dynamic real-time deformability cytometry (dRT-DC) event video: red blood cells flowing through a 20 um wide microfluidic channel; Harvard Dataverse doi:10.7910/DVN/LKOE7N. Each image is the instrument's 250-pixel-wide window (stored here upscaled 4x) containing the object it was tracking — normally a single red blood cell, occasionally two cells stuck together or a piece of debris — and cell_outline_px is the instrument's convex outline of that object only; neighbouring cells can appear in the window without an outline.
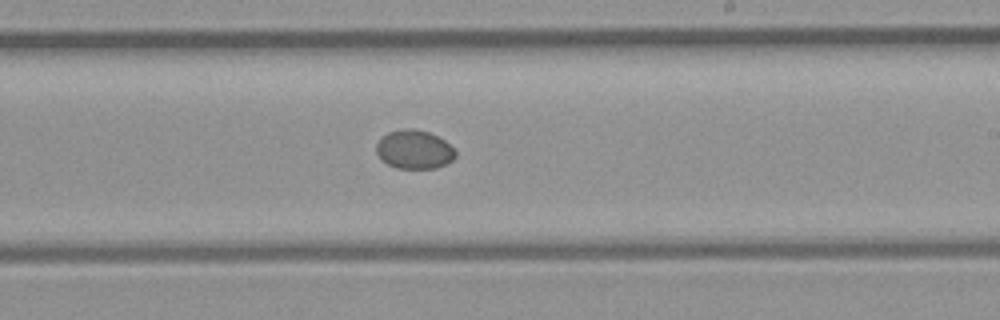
{"species": "common noctule bat (a hibernating species)", "species_latin": "Nyctalus noctula", "temperature_condition": "room temperature", "stored_images_in_passage": 9, "camera_frame_rate_fps": 3000, "um_per_image_px": 0.085, "animal": {"sex": "female", "body_mass_g": 21.9}, "frame": {"image": 1, "passage_image": 9, "time_ms": 9.667, "image_size_px": [1000, 320], "cell_outline_px": [[456, 156], [452, 160], [436, 168], [396, 168], [388, 164], [376, 152], [376, 144], [388, 132], [404, 128], [416, 128], [428, 132], [444, 140], [456, 152]], "centroid_in_image_um": [35.21, 12.7], "position_along_channel_um": 253.8, "area_um2": 17.63}}